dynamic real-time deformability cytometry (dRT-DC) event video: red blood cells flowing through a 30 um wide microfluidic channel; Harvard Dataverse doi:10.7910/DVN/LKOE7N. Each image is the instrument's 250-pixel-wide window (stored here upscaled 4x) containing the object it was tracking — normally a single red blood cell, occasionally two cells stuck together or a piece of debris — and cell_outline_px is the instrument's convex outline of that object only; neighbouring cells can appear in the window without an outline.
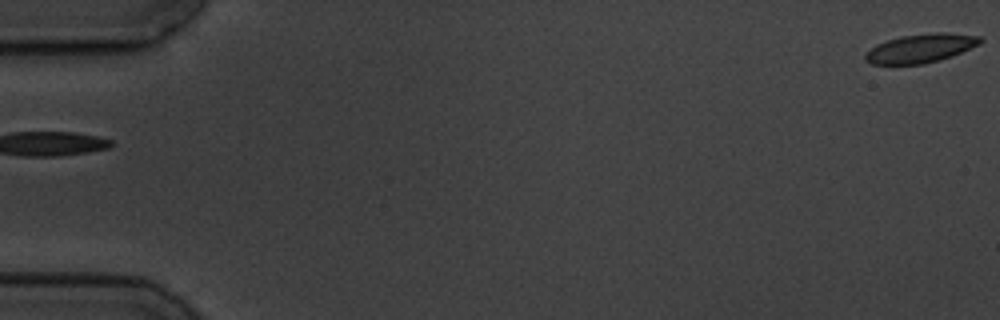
{"species": "common noctule bat (a hibernating species)", "species_latin": "Nyctalus noctula", "temperature_condition": "cold", "stored_images_in_passage": 2, "segment_of_instrument_passage": [2, 2], "camera_frame_rate_fps": 3000, "um_per_image_px": 0.085, "animal": {"sex": "male", "body_mass_g": 19.5, "forearm_length_mm": 54.6}, "frame": {"image": 1, "passage_image": 2, "time_ms": 1.333, "image_size_px": [1000, 320], "cell_outline_px": [[984, 40], [980, 44], [952, 56], [924, 64], [872, 64], [864, 60], [864, 56], [876, 44], [900, 36], [936, 32], [944, 32], [980, 36]], "centroid_in_image_um": [78.28, 4.1], "position_along_channel_um": 6.7, "area_um2": 19.19}}